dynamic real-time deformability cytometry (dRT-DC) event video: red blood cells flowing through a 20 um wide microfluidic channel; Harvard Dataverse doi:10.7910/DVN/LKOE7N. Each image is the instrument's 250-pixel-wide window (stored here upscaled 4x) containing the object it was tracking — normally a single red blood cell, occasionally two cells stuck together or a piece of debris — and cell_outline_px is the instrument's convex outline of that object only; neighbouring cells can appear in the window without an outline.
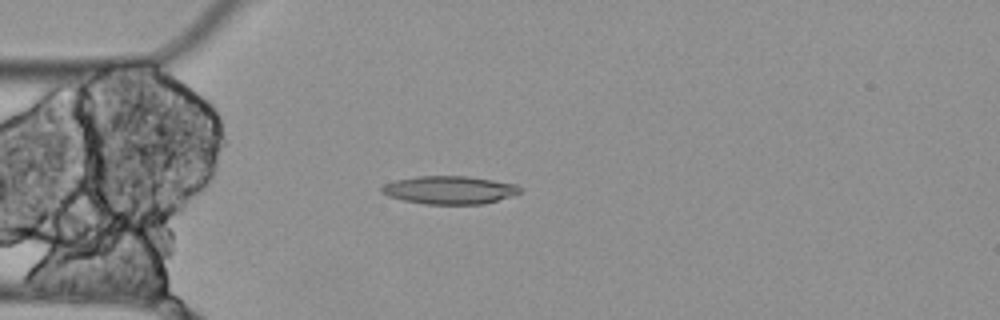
{"species": "Egyptian fruit bat (a non-hibernating species)", "species_latin": "Rousettus aegyptiacus", "temperature_condition": "cold", "stored_images_in_passage": 6, "camera_frame_rate_fps": 3000, "um_per_image_px": 0.085, "animal": {"sex": "female"}, "frame": {"image": 1, "passage_image": 5, "time_ms": 1.333, "image_size_px": [1000, 320], "cell_outline_px": [[520, 192], [512, 196], [484, 204], [424, 204], [404, 200], [388, 196], [380, 192], [380, 188], [384, 184], [396, 180], [416, 176], [468, 176], [516, 184], [520, 188]], "centroid_in_image_um": [38.18, 16.15], "position_along_channel_um": 46.8, "area_um2": 22.6}}